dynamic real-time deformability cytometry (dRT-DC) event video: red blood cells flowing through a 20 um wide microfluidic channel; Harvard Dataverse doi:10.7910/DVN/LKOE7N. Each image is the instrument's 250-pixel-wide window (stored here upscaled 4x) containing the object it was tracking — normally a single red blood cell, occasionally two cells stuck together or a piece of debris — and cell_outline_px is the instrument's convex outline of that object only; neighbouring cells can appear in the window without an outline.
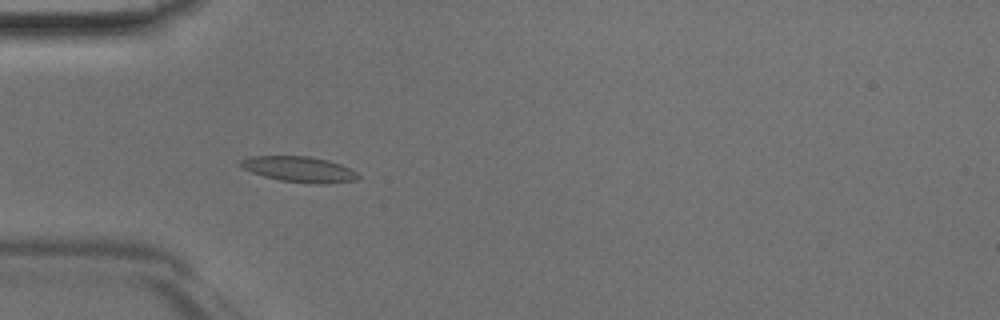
{"species": "Egyptian fruit bat (a non-hibernating species)", "species_latin": "Rousettus aegyptiacus", "temperature_condition": "room temperature", "stored_images_in_passage": 47, "camera_frame_rate_fps": 3000, "um_per_image_px": 0.085, "animal": {"sex": "male"}, "frame": {"image": 1, "passage_image": 15, "time_ms": 4.667, "image_size_px": [1000, 320], "cell_outline_px": [[360, 176], [356, 180], [328, 184], [316, 184], [280, 180], [264, 176], [252, 172], [236, 164], [240, 160], [252, 156], [308, 156], [328, 160], [340, 164], [356, 172]], "centroid_in_image_um": [25.43, 14.39], "position_along_channel_um": 59.6, "area_um2": 17.51}}
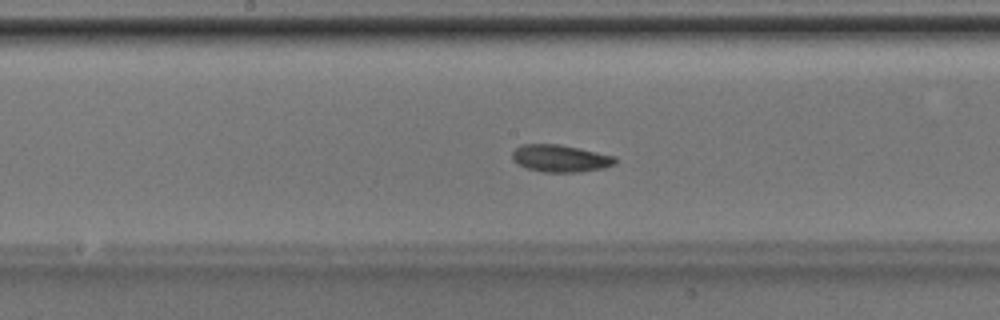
{"frame": {"image": 2, "passage_image": 25, "time_ms": 8.0, "image_size_px": [1000, 320], "cell_outline_px": [[616, 164], [604, 168], [580, 172], [544, 172], [528, 168], [516, 164], [512, 160], [512, 152], [516, 148], [524, 144], [560, 144], [580, 148], [616, 156]], "centroid_in_image_um": [47.64, 13.46], "position_along_channel_um": 200.6, "area_um2": 16.47}}
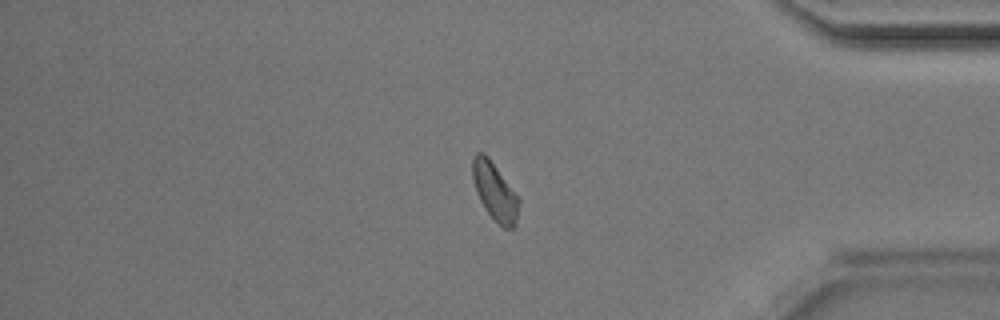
{"frame": {"image": 3, "passage_image": 40, "time_ms": 13.0, "image_size_px": [1000, 320], "cell_outline_px": [[520, 200], [516, 228], [504, 228], [484, 208], [476, 192], [472, 180], [472, 160], [476, 152], [484, 152], [488, 156]], "centroid_in_image_um": [42.05, 16.27], "position_along_channel_um": 393.2, "area_um2": 15.49}}